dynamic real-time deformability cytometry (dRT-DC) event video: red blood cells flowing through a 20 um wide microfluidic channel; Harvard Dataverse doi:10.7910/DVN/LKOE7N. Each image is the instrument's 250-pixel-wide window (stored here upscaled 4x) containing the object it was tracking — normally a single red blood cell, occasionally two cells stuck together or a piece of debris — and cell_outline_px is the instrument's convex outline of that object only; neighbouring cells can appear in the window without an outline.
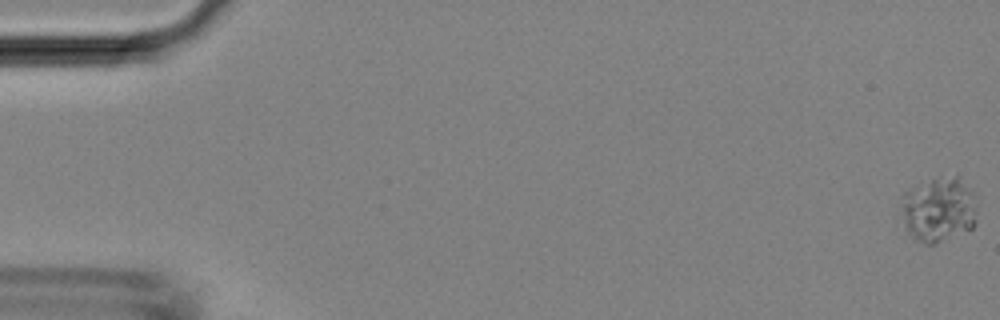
{"species": "Egyptian fruit bat (a non-hibernating species)", "species_latin": "Rousettus aegyptiacus", "temperature_condition": "room temperature", "stored_images_in_passage": 47, "camera_frame_rate_fps": 3000, "um_per_image_px": 0.085, "animal": {"sex": "female"}, "frame": {"image": 1, "passage_image": 1, "time_ms": 0.0, "image_size_px": [1000, 320], "cell_outline_px": [[976, 224], [972, 228], [936, 244], [924, 244], [916, 240], [908, 232], [896, 212], [904, 192], [912, 188], [932, 180], [960, 172], [972, 192], [976, 204]], "centroid_in_image_um": [79.76, 17.8], "position_along_channel_um": 5.2, "area_um2": 29.59}}
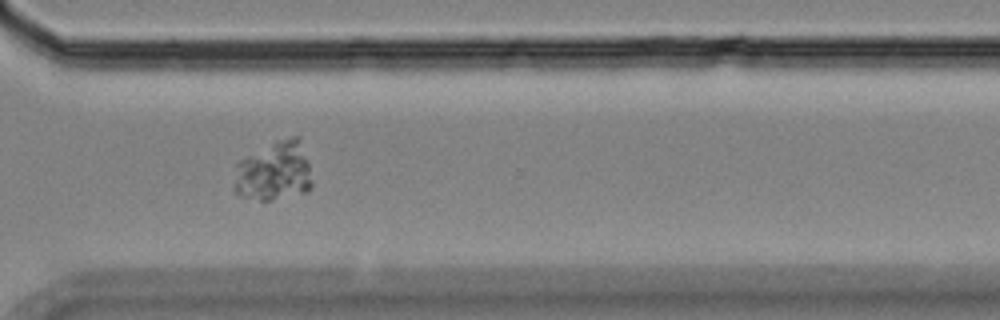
{"frame": {"image": 2, "passage_image": 35, "time_ms": 11.333, "image_size_px": [1000, 320], "cell_outline_px": [[312, 188], [308, 192], [272, 200], [260, 200], [240, 196], [232, 188], [236, 164], [240, 160], [276, 140], [292, 136], [300, 136], [308, 160], [312, 180]], "centroid_in_image_um": [23.31, 14.57], "position_along_channel_um": 347.3, "area_um2": 27.46}}
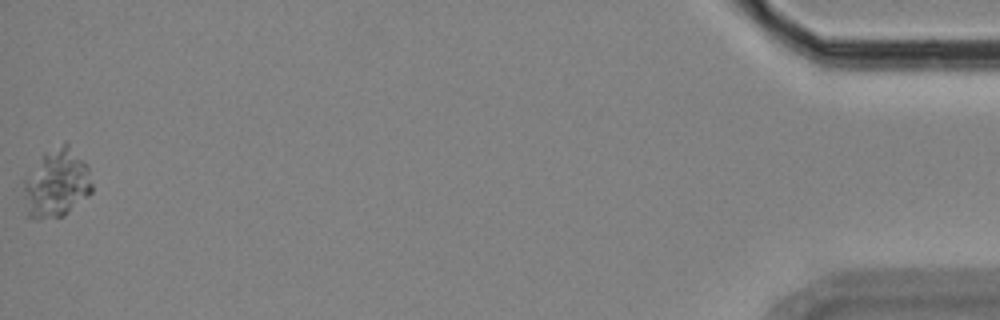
{"frame": {"image": 3, "passage_image": 47, "time_ms": 15.333, "image_size_px": [1000, 320], "cell_outline_px": [[92, 192], [88, 196], [64, 216], [40, 220], [36, 220], [28, 216], [24, 192], [24, 180], [40, 156], [44, 152], [64, 140], [88, 164], [92, 184]], "centroid_in_image_um": [4.83, 15.56], "position_along_channel_um": 430.4, "area_um2": 27.63}}